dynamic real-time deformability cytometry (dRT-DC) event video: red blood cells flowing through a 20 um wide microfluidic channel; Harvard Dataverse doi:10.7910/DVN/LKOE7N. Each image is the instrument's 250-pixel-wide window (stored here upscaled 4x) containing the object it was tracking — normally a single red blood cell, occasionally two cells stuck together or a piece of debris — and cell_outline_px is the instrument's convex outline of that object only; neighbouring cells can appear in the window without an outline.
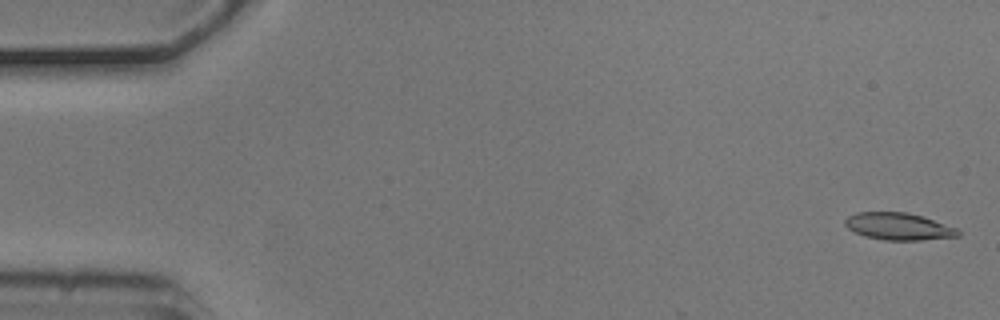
{"species": "common noctule bat (a hibernating species)", "species_latin": "Nyctalus noctula", "temperature_condition": "cold", "stored_images_in_passage": 5, "camera_frame_rate_fps": 3000, "um_per_image_px": 0.085, "animal": {"sex": "male", "body_mass_g": 20.5, "forearm_length_mm": 52.5}, "frame": {"image": 1, "passage_image": 1, "time_ms": 0.0, "image_size_px": [1000, 320], "cell_outline_px": [[960, 236], [920, 240], [884, 240], [864, 236], [848, 228], [844, 224], [844, 220], [848, 216], [856, 212], [908, 212], [924, 216], [956, 228], [960, 232]], "centroid_in_image_um": [76.37, 19.24], "position_along_channel_um": 8.6, "area_um2": 17.92}}
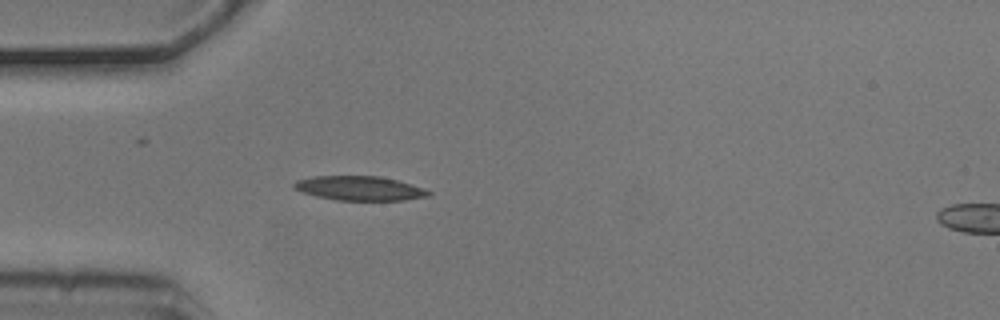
{"frame": {"image": 2, "passage_image": 4, "time_ms": 1.0, "image_size_px": [1000, 320], "cell_outline_px": [[432, 192], [428, 196], [404, 200], [336, 200], [316, 196], [292, 188], [292, 184], [296, 180], [312, 176], [380, 176], [412, 184], [424, 188]], "centroid_in_image_um": [30.55, 16.0], "position_along_channel_um": 54.5, "area_um2": 19.07}}